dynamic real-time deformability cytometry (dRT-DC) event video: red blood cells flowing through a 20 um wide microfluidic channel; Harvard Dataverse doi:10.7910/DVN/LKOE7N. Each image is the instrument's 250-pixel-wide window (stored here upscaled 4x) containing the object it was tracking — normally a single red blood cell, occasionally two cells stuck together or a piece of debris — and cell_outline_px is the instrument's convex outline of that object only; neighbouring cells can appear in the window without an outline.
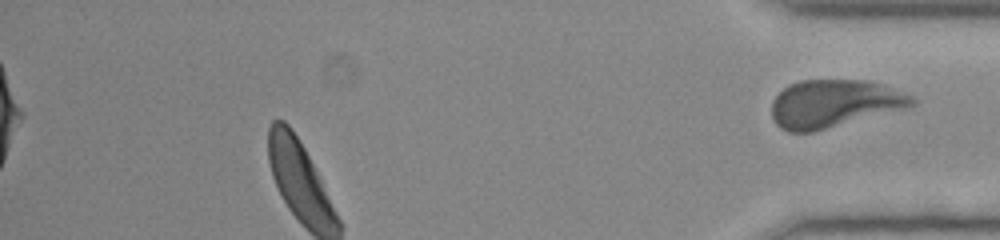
{"species": "human", "species_latin": "Homo sapiens", "temperature_condition": "room temperature", "stored_images_in_passage": 33, "segment_of_instrument_passage": [2, 2], "camera_frame_rate_fps": 3000, "um_per_image_px": 0.085, "donor": {"sex": "female"}, "frame": {"image": 1, "passage_image": 33, "time_ms": 10.667, "image_size_px": [1000, 240], "cell_outline_px": [[916, 104], [904, 108], [812, 132], [788, 132], [780, 128], [776, 124], [772, 116], [772, 100], [788, 84], [800, 80], [868, 80], [880, 84], [912, 96], [916, 100]], "centroid_in_image_um": [70.84, 8.8], "position_along_channel_um": 364.4, "area_um2": 38.67}}